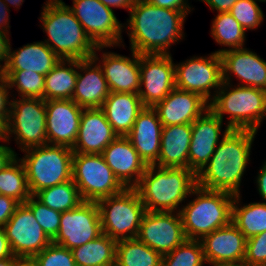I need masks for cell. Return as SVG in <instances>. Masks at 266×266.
I'll list each match as a JSON object with an SVG mask.
<instances>
[{
	"label": "cell",
	"mask_w": 266,
	"mask_h": 266,
	"mask_svg": "<svg viewBox=\"0 0 266 266\" xmlns=\"http://www.w3.org/2000/svg\"><path fill=\"white\" fill-rule=\"evenodd\" d=\"M128 28L130 50L138 54L170 55L171 46L183 39L187 14L136 0L129 11Z\"/></svg>",
	"instance_id": "cell-1"
},
{
	"label": "cell",
	"mask_w": 266,
	"mask_h": 266,
	"mask_svg": "<svg viewBox=\"0 0 266 266\" xmlns=\"http://www.w3.org/2000/svg\"><path fill=\"white\" fill-rule=\"evenodd\" d=\"M257 132L231 129L216 147L203 169L196 175L197 185L204 189L240 195L242 177L250 161Z\"/></svg>",
	"instance_id": "cell-2"
},
{
	"label": "cell",
	"mask_w": 266,
	"mask_h": 266,
	"mask_svg": "<svg viewBox=\"0 0 266 266\" xmlns=\"http://www.w3.org/2000/svg\"><path fill=\"white\" fill-rule=\"evenodd\" d=\"M42 6L44 42L60 59L84 60L93 57L97 46L84 31L73 11L62 0H47Z\"/></svg>",
	"instance_id": "cell-3"
},
{
	"label": "cell",
	"mask_w": 266,
	"mask_h": 266,
	"mask_svg": "<svg viewBox=\"0 0 266 266\" xmlns=\"http://www.w3.org/2000/svg\"><path fill=\"white\" fill-rule=\"evenodd\" d=\"M196 186V174L189 169L147 165L135 189L146 211L180 212V203L192 196Z\"/></svg>",
	"instance_id": "cell-4"
},
{
	"label": "cell",
	"mask_w": 266,
	"mask_h": 266,
	"mask_svg": "<svg viewBox=\"0 0 266 266\" xmlns=\"http://www.w3.org/2000/svg\"><path fill=\"white\" fill-rule=\"evenodd\" d=\"M235 86L222 82L209 103V109L222 121L225 114H228L226 124L230 129L258 132L261 122L266 118V91L249 86Z\"/></svg>",
	"instance_id": "cell-5"
},
{
	"label": "cell",
	"mask_w": 266,
	"mask_h": 266,
	"mask_svg": "<svg viewBox=\"0 0 266 266\" xmlns=\"http://www.w3.org/2000/svg\"><path fill=\"white\" fill-rule=\"evenodd\" d=\"M191 195L196 197L186 205H181L179 212L187 239L201 240L205 235L231 222L235 195L204 189L198 185Z\"/></svg>",
	"instance_id": "cell-6"
},
{
	"label": "cell",
	"mask_w": 266,
	"mask_h": 266,
	"mask_svg": "<svg viewBox=\"0 0 266 266\" xmlns=\"http://www.w3.org/2000/svg\"><path fill=\"white\" fill-rule=\"evenodd\" d=\"M19 158L26 171L31 195L72 179L73 150L46 144L24 150Z\"/></svg>",
	"instance_id": "cell-7"
},
{
	"label": "cell",
	"mask_w": 266,
	"mask_h": 266,
	"mask_svg": "<svg viewBox=\"0 0 266 266\" xmlns=\"http://www.w3.org/2000/svg\"><path fill=\"white\" fill-rule=\"evenodd\" d=\"M96 203L102 233L116 241L137 237L146 210L135 188H125L121 193L102 198Z\"/></svg>",
	"instance_id": "cell-8"
},
{
	"label": "cell",
	"mask_w": 266,
	"mask_h": 266,
	"mask_svg": "<svg viewBox=\"0 0 266 266\" xmlns=\"http://www.w3.org/2000/svg\"><path fill=\"white\" fill-rule=\"evenodd\" d=\"M72 179L83 201L97 202L125 189L102 154L73 153Z\"/></svg>",
	"instance_id": "cell-9"
},
{
	"label": "cell",
	"mask_w": 266,
	"mask_h": 266,
	"mask_svg": "<svg viewBox=\"0 0 266 266\" xmlns=\"http://www.w3.org/2000/svg\"><path fill=\"white\" fill-rule=\"evenodd\" d=\"M12 135L21 151L47 144L44 99L13 98L7 123V141Z\"/></svg>",
	"instance_id": "cell-10"
},
{
	"label": "cell",
	"mask_w": 266,
	"mask_h": 266,
	"mask_svg": "<svg viewBox=\"0 0 266 266\" xmlns=\"http://www.w3.org/2000/svg\"><path fill=\"white\" fill-rule=\"evenodd\" d=\"M174 65L176 88L199 94L209 103L213 100L223 82L220 54L212 52L207 57L193 56Z\"/></svg>",
	"instance_id": "cell-11"
},
{
	"label": "cell",
	"mask_w": 266,
	"mask_h": 266,
	"mask_svg": "<svg viewBox=\"0 0 266 266\" xmlns=\"http://www.w3.org/2000/svg\"><path fill=\"white\" fill-rule=\"evenodd\" d=\"M69 8L82 24L85 33L96 46H122V31L125 24L116 18L113 9L99 0H72Z\"/></svg>",
	"instance_id": "cell-12"
},
{
	"label": "cell",
	"mask_w": 266,
	"mask_h": 266,
	"mask_svg": "<svg viewBox=\"0 0 266 266\" xmlns=\"http://www.w3.org/2000/svg\"><path fill=\"white\" fill-rule=\"evenodd\" d=\"M175 87V65L171 54H140L138 94L144 107H154Z\"/></svg>",
	"instance_id": "cell-13"
},
{
	"label": "cell",
	"mask_w": 266,
	"mask_h": 266,
	"mask_svg": "<svg viewBox=\"0 0 266 266\" xmlns=\"http://www.w3.org/2000/svg\"><path fill=\"white\" fill-rule=\"evenodd\" d=\"M3 228L13 255L18 258H33L52 243L25 203L17 207Z\"/></svg>",
	"instance_id": "cell-14"
},
{
	"label": "cell",
	"mask_w": 266,
	"mask_h": 266,
	"mask_svg": "<svg viewBox=\"0 0 266 266\" xmlns=\"http://www.w3.org/2000/svg\"><path fill=\"white\" fill-rule=\"evenodd\" d=\"M101 234L97 203L83 201L78 207L61 213L60 228L52 242L71 250Z\"/></svg>",
	"instance_id": "cell-15"
},
{
	"label": "cell",
	"mask_w": 266,
	"mask_h": 266,
	"mask_svg": "<svg viewBox=\"0 0 266 266\" xmlns=\"http://www.w3.org/2000/svg\"><path fill=\"white\" fill-rule=\"evenodd\" d=\"M136 238L162 256L187 239L179 212L151 211L144 213Z\"/></svg>",
	"instance_id": "cell-16"
},
{
	"label": "cell",
	"mask_w": 266,
	"mask_h": 266,
	"mask_svg": "<svg viewBox=\"0 0 266 266\" xmlns=\"http://www.w3.org/2000/svg\"><path fill=\"white\" fill-rule=\"evenodd\" d=\"M223 121L210 109L198 117L192 124V137L188 153V169L196 175L208 163L216 147L231 130L226 126L221 132ZM222 133V135H221Z\"/></svg>",
	"instance_id": "cell-17"
},
{
	"label": "cell",
	"mask_w": 266,
	"mask_h": 266,
	"mask_svg": "<svg viewBox=\"0 0 266 266\" xmlns=\"http://www.w3.org/2000/svg\"><path fill=\"white\" fill-rule=\"evenodd\" d=\"M47 144L73 148L83 108L72 99L45 101Z\"/></svg>",
	"instance_id": "cell-18"
},
{
	"label": "cell",
	"mask_w": 266,
	"mask_h": 266,
	"mask_svg": "<svg viewBox=\"0 0 266 266\" xmlns=\"http://www.w3.org/2000/svg\"><path fill=\"white\" fill-rule=\"evenodd\" d=\"M108 46H97L93 58L102 67L110 92L138 93L140 89V54L131 50V58L115 52H97ZM97 51V52H96Z\"/></svg>",
	"instance_id": "cell-19"
},
{
	"label": "cell",
	"mask_w": 266,
	"mask_h": 266,
	"mask_svg": "<svg viewBox=\"0 0 266 266\" xmlns=\"http://www.w3.org/2000/svg\"><path fill=\"white\" fill-rule=\"evenodd\" d=\"M220 56L223 82L231 84V76L235 75L241 80L237 85L266 91V61L257 53L244 47L225 50Z\"/></svg>",
	"instance_id": "cell-20"
},
{
	"label": "cell",
	"mask_w": 266,
	"mask_h": 266,
	"mask_svg": "<svg viewBox=\"0 0 266 266\" xmlns=\"http://www.w3.org/2000/svg\"><path fill=\"white\" fill-rule=\"evenodd\" d=\"M200 241L209 266L244 261L246 238L232 222L205 235Z\"/></svg>",
	"instance_id": "cell-21"
},
{
	"label": "cell",
	"mask_w": 266,
	"mask_h": 266,
	"mask_svg": "<svg viewBox=\"0 0 266 266\" xmlns=\"http://www.w3.org/2000/svg\"><path fill=\"white\" fill-rule=\"evenodd\" d=\"M102 156L125 188H135L147 168L126 136H117L103 150Z\"/></svg>",
	"instance_id": "cell-22"
},
{
	"label": "cell",
	"mask_w": 266,
	"mask_h": 266,
	"mask_svg": "<svg viewBox=\"0 0 266 266\" xmlns=\"http://www.w3.org/2000/svg\"><path fill=\"white\" fill-rule=\"evenodd\" d=\"M209 102L199 94L174 88L153 108L162 126L192 124L209 109Z\"/></svg>",
	"instance_id": "cell-23"
},
{
	"label": "cell",
	"mask_w": 266,
	"mask_h": 266,
	"mask_svg": "<svg viewBox=\"0 0 266 266\" xmlns=\"http://www.w3.org/2000/svg\"><path fill=\"white\" fill-rule=\"evenodd\" d=\"M101 108L83 109L74 153L102 154L117 137Z\"/></svg>",
	"instance_id": "cell-24"
},
{
	"label": "cell",
	"mask_w": 266,
	"mask_h": 266,
	"mask_svg": "<svg viewBox=\"0 0 266 266\" xmlns=\"http://www.w3.org/2000/svg\"><path fill=\"white\" fill-rule=\"evenodd\" d=\"M78 75L72 96L81 108H101L110 89L99 63L92 57L78 60Z\"/></svg>",
	"instance_id": "cell-25"
},
{
	"label": "cell",
	"mask_w": 266,
	"mask_h": 266,
	"mask_svg": "<svg viewBox=\"0 0 266 266\" xmlns=\"http://www.w3.org/2000/svg\"><path fill=\"white\" fill-rule=\"evenodd\" d=\"M162 123L153 107H144L126 135L146 165H155L161 146Z\"/></svg>",
	"instance_id": "cell-26"
},
{
	"label": "cell",
	"mask_w": 266,
	"mask_h": 266,
	"mask_svg": "<svg viewBox=\"0 0 266 266\" xmlns=\"http://www.w3.org/2000/svg\"><path fill=\"white\" fill-rule=\"evenodd\" d=\"M191 124L163 126L159 158L155 166L188 169Z\"/></svg>",
	"instance_id": "cell-27"
},
{
	"label": "cell",
	"mask_w": 266,
	"mask_h": 266,
	"mask_svg": "<svg viewBox=\"0 0 266 266\" xmlns=\"http://www.w3.org/2000/svg\"><path fill=\"white\" fill-rule=\"evenodd\" d=\"M8 63L3 71H31L48 74L61 60L44 41L28 43L18 50L11 49Z\"/></svg>",
	"instance_id": "cell-28"
},
{
	"label": "cell",
	"mask_w": 266,
	"mask_h": 266,
	"mask_svg": "<svg viewBox=\"0 0 266 266\" xmlns=\"http://www.w3.org/2000/svg\"><path fill=\"white\" fill-rule=\"evenodd\" d=\"M144 108L138 93L110 92L101 109L118 136H126Z\"/></svg>",
	"instance_id": "cell-29"
},
{
	"label": "cell",
	"mask_w": 266,
	"mask_h": 266,
	"mask_svg": "<svg viewBox=\"0 0 266 266\" xmlns=\"http://www.w3.org/2000/svg\"><path fill=\"white\" fill-rule=\"evenodd\" d=\"M78 60L61 59L45 75L44 100L72 99L78 75Z\"/></svg>",
	"instance_id": "cell-30"
},
{
	"label": "cell",
	"mask_w": 266,
	"mask_h": 266,
	"mask_svg": "<svg viewBox=\"0 0 266 266\" xmlns=\"http://www.w3.org/2000/svg\"><path fill=\"white\" fill-rule=\"evenodd\" d=\"M116 243L102 233L90 242L71 249L76 266H115Z\"/></svg>",
	"instance_id": "cell-31"
},
{
	"label": "cell",
	"mask_w": 266,
	"mask_h": 266,
	"mask_svg": "<svg viewBox=\"0 0 266 266\" xmlns=\"http://www.w3.org/2000/svg\"><path fill=\"white\" fill-rule=\"evenodd\" d=\"M241 197H234L231 222L248 239L266 231V202H251L242 206Z\"/></svg>",
	"instance_id": "cell-32"
},
{
	"label": "cell",
	"mask_w": 266,
	"mask_h": 266,
	"mask_svg": "<svg viewBox=\"0 0 266 266\" xmlns=\"http://www.w3.org/2000/svg\"><path fill=\"white\" fill-rule=\"evenodd\" d=\"M162 255L137 238L116 243L115 266H161Z\"/></svg>",
	"instance_id": "cell-33"
},
{
	"label": "cell",
	"mask_w": 266,
	"mask_h": 266,
	"mask_svg": "<svg viewBox=\"0 0 266 266\" xmlns=\"http://www.w3.org/2000/svg\"><path fill=\"white\" fill-rule=\"evenodd\" d=\"M246 31L234 19L229 12L217 13V16L212 21L211 36L217 44L223 47L215 53H222L225 50L244 48Z\"/></svg>",
	"instance_id": "cell-34"
},
{
	"label": "cell",
	"mask_w": 266,
	"mask_h": 266,
	"mask_svg": "<svg viewBox=\"0 0 266 266\" xmlns=\"http://www.w3.org/2000/svg\"><path fill=\"white\" fill-rule=\"evenodd\" d=\"M35 197L47 207L64 212L78 207L83 199L73 179L39 191Z\"/></svg>",
	"instance_id": "cell-35"
},
{
	"label": "cell",
	"mask_w": 266,
	"mask_h": 266,
	"mask_svg": "<svg viewBox=\"0 0 266 266\" xmlns=\"http://www.w3.org/2000/svg\"><path fill=\"white\" fill-rule=\"evenodd\" d=\"M0 195L10 196L20 203L32 196L25 168L18 156L0 171Z\"/></svg>",
	"instance_id": "cell-36"
},
{
	"label": "cell",
	"mask_w": 266,
	"mask_h": 266,
	"mask_svg": "<svg viewBox=\"0 0 266 266\" xmlns=\"http://www.w3.org/2000/svg\"><path fill=\"white\" fill-rule=\"evenodd\" d=\"M10 90L16 89L23 98L44 99L45 76L31 71H2Z\"/></svg>",
	"instance_id": "cell-37"
},
{
	"label": "cell",
	"mask_w": 266,
	"mask_h": 266,
	"mask_svg": "<svg viewBox=\"0 0 266 266\" xmlns=\"http://www.w3.org/2000/svg\"><path fill=\"white\" fill-rule=\"evenodd\" d=\"M203 246L200 240L186 239L173 251L162 256L161 266H205Z\"/></svg>",
	"instance_id": "cell-38"
},
{
	"label": "cell",
	"mask_w": 266,
	"mask_h": 266,
	"mask_svg": "<svg viewBox=\"0 0 266 266\" xmlns=\"http://www.w3.org/2000/svg\"><path fill=\"white\" fill-rule=\"evenodd\" d=\"M257 1L263 2L262 0H238L229 11L245 31L260 27L264 20V13Z\"/></svg>",
	"instance_id": "cell-39"
},
{
	"label": "cell",
	"mask_w": 266,
	"mask_h": 266,
	"mask_svg": "<svg viewBox=\"0 0 266 266\" xmlns=\"http://www.w3.org/2000/svg\"><path fill=\"white\" fill-rule=\"evenodd\" d=\"M25 204L32 210L35 219L45 234L53 240L60 228L61 212L53 210L41 203L32 195Z\"/></svg>",
	"instance_id": "cell-40"
},
{
	"label": "cell",
	"mask_w": 266,
	"mask_h": 266,
	"mask_svg": "<svg viewBox=\"0 0 266 266\" xmlns=\"http://www.w3.org/2000/svg\"><path fill=\"white\" fill-rule=\"evenodd\" d=\"M33 259L37 266H76L71 250L53 242Z\"/></svg>",
	"instance_id": "cell-41"
},
{
	"label": "cell",
	"mask_w": 266,
	"mask_h": 266,
	"mask_svg": "<svg viewBox=\"0 0 266 266\" xmlns=\"http://www.w3.org/2000/svg\"><path fill=\"white\" fill-rule=\"evenodd\" d=\"M245 263L266 266V231L246 239Z\"/></svg>",
	"instance_id": "cell-42"
},
{
	"label": "cell",
	"mask_w": 266,
	"mask_h": 266,
	"mask_svg": "<svg viewBox=\"0 0 266 266\" xmlns=\"http://www.w3.org/2000/svg\"><path fill=\"white\" fill-rule=\"evenodd\" d=\"M9 91L10 87L7 79L0 74V116L3 117L7 122L9 121L12 102V98L9 100L10 97H12V94H9L11 93Z\"/></svg>",
	"instance_id": "cell-43"
},
{
	"label": "cell",
	"mask_w": 266,
	"mask_h": 266,
	"mask_svg": "<svg viewBox=\"0 0 266 266\" xmlns=\"http://www.w3.org/2000/svg\"><path fill=\"white\" fill-rule=\"evenodd\" d=\"M20 204L10 196L0 195V227H4Z\"/></svg>",
	"instance_id": "cell-44"
},
{
	"label": "cell",
	"mask_w": 266,
	"mask_h": 266,
	"mask_svg": "<svg viewBox=\"0 0 266 266\" xmlns=\"http://www.w3.org/2000/svg\"><path fill=\"white\" fill-rule=\"evenodd\" d=\"M151 5L167 8L174 11H182L185 12L187 15L193 10L191 9L188 0H146Z\"/></svg>",
	"instance_id": "cell-45"
},
{
	"label": "cell",
	"mask_w": 266,
	"mask_h": 266,
	"mask_svg": "<svg viewBox=\"0 0 266 266\" xmlns=\"http://www.w3.org/2000/svg\"><path fill=\"white\" fill-rule=\"evenodd\" d=\"M8 35V33L0 31V72L5 69L9 59L11 42Z\"/></svg>",
	"instance_id": "cell-46"
},
{
	"label": "cell",
	"mask_w": 266,
	"mask_h": 266,
	"mask_svg": "<svg viewBox=\"0 0 266 266\" xmlns=\"http://www.w3.org/2000/svg\"><path fill=\"white\" fill-rule=\"evenodd\" d=\"M199 1L206 3V5H208L212 11L215 10L217 11V13H221V12H229L232 6L238 0H199Z\"/></svg>",
	"instance_id": "cell-47"
},
{
	"label": "cell",
	"mask_w": 266,
	"mask_h": 266,
	"mask_svg": "<svg viewBox=\"0 0 266 266\" xmlns=\"http://www.w3.org/2000/svg\"><path fill=\"white\" fill-rule=\"evenodd\" d=\"M17 153L10 146L0 144V171L10 164L16 157Z\"/></svg>",
	"instance_id": "cell-48"
},
{
	"label": "cell",
	"mask_w": 266,
	"mask_h": 266,
	"mask_svg": "<svg viewBox=\"0 0 266 266\" xmlns=\"http://www.w3.org/2000/svg\"><path fill=\"white\" fill-rule=\"evenodd\" d=\"M255 183H257L259 195L263 198L262 200L266 202V161H264V164L261 166Z\"/></svg>",
	"instance_id": "cell-49"
},
{
	"label": "cell",
	"mask_w": 266,
	"mask_h": 266,
	"mask_svg": "<svg viewBox=\"0 0 266 266\" xmlns=\"http://www.w3.org/2000/svg\"><path fill=\"white\" fill-rule=\"evenodd\" d=\"M10 9L6 5V3L3 0H0V31H3L5 33L9 34V29H10V18H9V12Z\"/></svg>",
	"instance_id": "cell-50"
},
{
	"label": "cell",
	"mask_w": 266,
	"mask_h": 266,
	"mask_svg": "<svg viewBox=\"0 0 266 266\" xmlns=\"http://www.w3.org/2000/svg\"><path fill=\"white\" fill-rule=\"evenodd\" d=\"M8 238L3 227H0V259L13 257Z\"/></svg>",
	"instance_id": "cell-51"
},
{
	"label": "cell",
	"mask_w": 266,
	"mask_h": 266,
	"mask_svg": "<svg viewBox=\"0 0 266 266\" xmlns=\"http://www.w3.org/2000/svg\"><path fill=\"white\" fill-rule=\"evenodd\" d=\"M105 6L112 9L114 8H125L126 10L130 11L131 7L134 5L136 0H99Z\"/></svg>",
	"instance_id": "cell-52"
},
{
	"label": "cell",
	"mask_w": 266,
	"mask_h": 266,
	"mask_svg": "<svg viewBox=\"0 0 266 266\" xmlns=\"http://www.w3.org/2000/svg\"><path fill=\"white\" fill-rule=\"evenodd\" d=\"M7 121L0 116V142H6L9 144L7 141Z\"/></svg>",
	"instance_id": "cell-53"
},
{
	"label": "cell",
	"mask_w": 266,
	"mask_h": 266,
	"mask_svg": "<svg viewBox=\"0 0 266 266\" xmlns=\"http://www.w3.org/2000/svg\"><path fill=\"white\" fill-rule=\"evenodd\" d=\"M14 266H37L33 258H17Z\"/></svg>",
	"instance_id": "cell-54"
},
{
	"label": "cell",
	"mask_w": 266,
	"mask_h": 266,
	"mask_svg": "<svg viewBox=\"0 0 266 266\" xmlns=\"http://www.w3.org/2000/svg\"><path fill=\"white\" fill-rule=\"evenodd\" d=\"M17 258H18L17 256H13L5 259H0V266H14L15 260Z\"/></svg>",
	"instance_id": "cell-55"
},
{
	"label": "cell",
	"mask_w": 266,
	"mask_h": 266,
	"mask_svg": "<svg viewBox=\"0 0 266 266\" xmlns=\"http://www.w3.org/2000/svg\"><path fill=\"white\" fill-rule=\"evenodd\" d=\"M3 1L6 3L8 7L13 6L16 9H19L22 3L24 2V0H3ZM8 4L11 6H9Z\"/></svg>",
	"instance_id": "cell-56"
},
{
	"label": "cell",
	"mask_w": 266,
	"mask_h": 266,
	"mask_svg": "<svg viewBox=\"0 0 266 266\" xmlns=\"http://www.w3.org/2000/svg\"><path fill=\"white\" fill-rule=\"evenodd\" d=\"M220 266H251V265L245 262H241V263L222 264Z\"/></svg>",
	"instance_id": "cell-57"
}]
</instances>
